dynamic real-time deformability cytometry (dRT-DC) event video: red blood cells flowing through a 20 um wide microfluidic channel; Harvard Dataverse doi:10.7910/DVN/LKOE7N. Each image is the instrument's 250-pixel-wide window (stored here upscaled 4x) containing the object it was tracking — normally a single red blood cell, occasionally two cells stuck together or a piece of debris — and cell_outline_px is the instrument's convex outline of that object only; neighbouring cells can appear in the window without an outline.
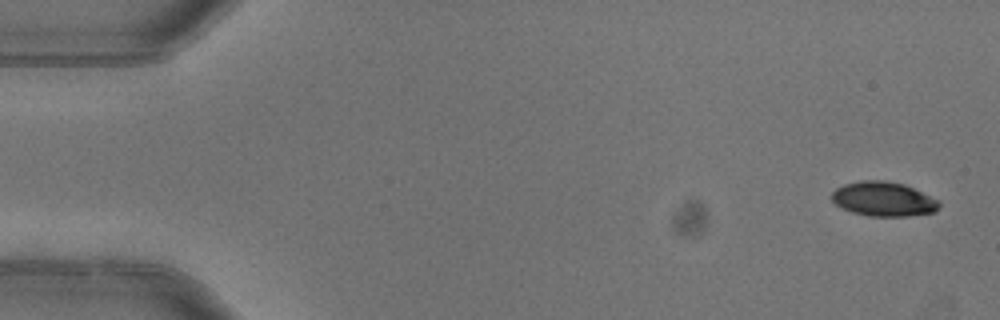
{"species": "common noctule bat (a hibernating species)", "species_latin": "Nyctalus noctula", "temperature_condition": "warm", "stored_images_in_passage": 6, "camera_frame_rate_fps": 3000, "um_per_image_px": 0.085, "animal": {"sex": "female"}, "frame": {"image": 1, "passage_image": 1, "time_ms": 0.0, "image_size_px": [1000, 320], "cell_outline_px": [[940, 204], [932, 212], [908, 216], [868, 216], [852, 212], [840, 208], [832, 200], [832, 192], [836, 188], [844, 184], [860, 180], [884, 180], [904, 184], [940, 200]], "centroid_in_image_um": [75.06, 16.91], "position_along_channel_um": 9.9, "area_um2": 21.56}}
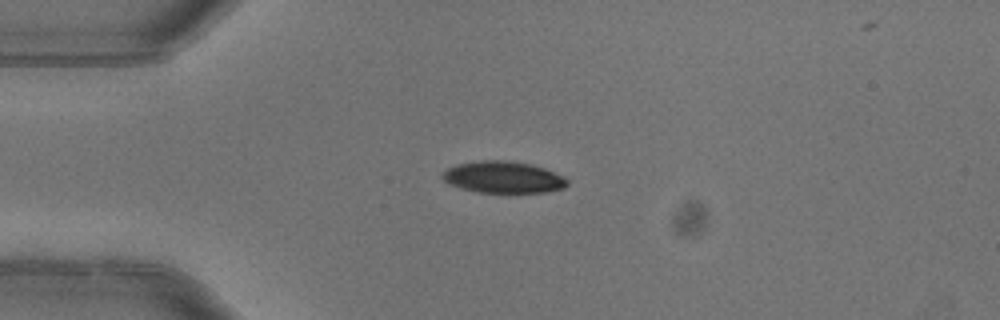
{"frame": {"image": 2, "passage_image": 4, "time_ms": 1.0, "image_size_px": [1000, 320], "cell_outline_px": [[568, 184], [564, 188], [544, 192], [476, 192], [460, 188], [448, 184], [440, 176], [448, 168], [456, 164], [480, 160], [504, 160], [532, 164], [544, 168], [568, 180]], "centroid_in_image_um": [42.73, 15.06], "position_along_channel_um": 42.3, "area_um2": 22.95}}